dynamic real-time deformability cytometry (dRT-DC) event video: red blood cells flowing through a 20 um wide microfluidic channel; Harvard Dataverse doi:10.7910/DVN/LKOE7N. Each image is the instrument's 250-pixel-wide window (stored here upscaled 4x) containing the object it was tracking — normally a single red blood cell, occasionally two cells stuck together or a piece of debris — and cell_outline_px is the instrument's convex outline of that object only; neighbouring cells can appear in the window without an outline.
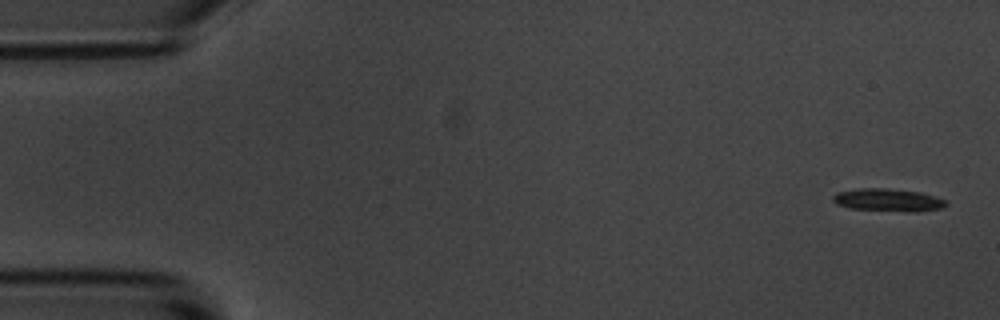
{"species": "common noctule bat (a hibernating species)", "species_latin": "Nyctalus noctula", "temperature_condition": "room temperature", "stored_images_in_passage": 6, "camera_frame_rate_fps": 3000, "um_per_image_px": 0.085, "animal": {"sex": "male", "body_mass_g": 20.1, "forearm_length_mm": 53.5}, "frame": {"image": 1, "passage_image": 1, "time_ms": 0.0, "image_size_px": [1000, 320], "cell_outline_px": [[948, 204], [944, 208], [916, 212], [848, 208], [836, 204], [832, 200], [832, 196], [836, 192], [856, 188], [888, 188], [920, 192], [936, 196], [944, 200]], "centroid_in_image_um": [75.47, 16.99], "position_along_channel_um": 9.5, "area_um2": 15.14}}